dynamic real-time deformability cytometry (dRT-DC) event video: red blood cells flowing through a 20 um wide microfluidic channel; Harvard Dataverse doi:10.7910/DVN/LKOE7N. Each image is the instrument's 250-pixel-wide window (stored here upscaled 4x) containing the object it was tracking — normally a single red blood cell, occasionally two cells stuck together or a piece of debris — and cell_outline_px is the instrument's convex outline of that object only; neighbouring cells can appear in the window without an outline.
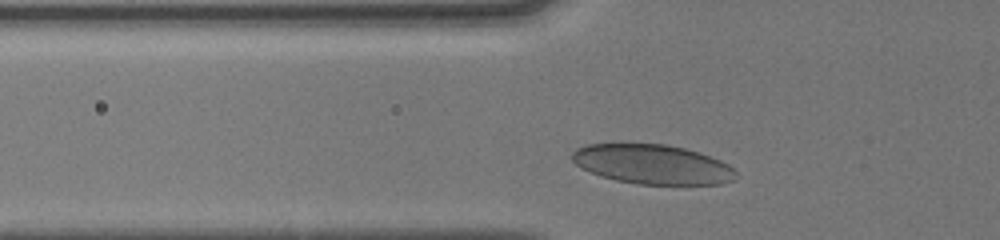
{"species": "human", "species_latin": "Homo sapiens", "temperature_condition": "cold", "stored_images_in_passage": 29, "camera_frame_rate_fps": 3000, "um_per_image_px": 0.085, "donor": {"sex": "male"}, "frame": {"image": 1, "passage_image": 4, "time_ms": 1.0, "image_size_px": [1000, 240], "cell_outline_px": [[736, 180], [720, 184], [636, 184], [616, 180], [600, 176], [580, 168], [572, 160], [572, 152], [576, 148], [588, 144], [664, 144], [684, 148], [700, 152], [720, 160], [728, 164], [736, 172]], "centroid_in_image_um": [55.45, 13.97], "position_along_channel_um": 70.3, "area_um2": 37.8}}
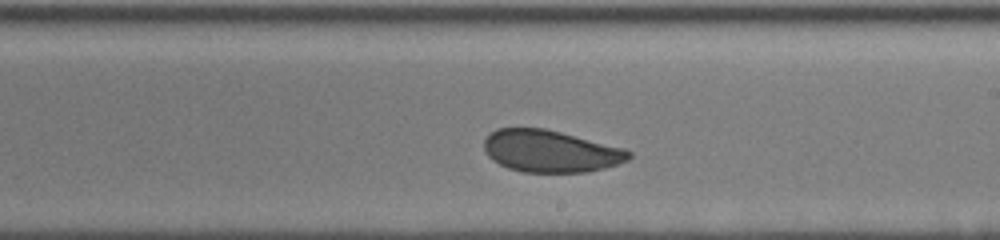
{"frame": {"image": 2, "passage_image": 17, "time_ms": 5.333, "image_size_px": [1000, 240], "cell_outline_px": [[632, 156], [628, 160], [604, 168], [588, 172], [524, 172], [508, 168], [492, 160], [488, 156], [484, 148], [484, 140], [496, 128], [544, 128], [624, 148], [632, 152]], "centroid_in_image_um": [46.79, 12.85], "position_along_channel_um": 242.2, "area_um2": 35.32}}
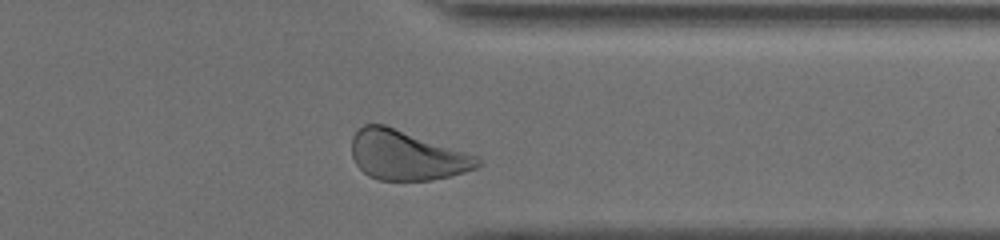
{"frame": {"image": 3, "passage_image": 27, "time_ms": 8.667, "image_size_px": [1000, 240], "cell_outline_px": [[480, 164], [476, 168], [464, 172], [432, 180], [380, 180], [368, 176], [356, 164], [352, 156], [352, 136], [364, 124], [384, 124], [476, 156], [480, 160]], "centroid_in_image_um": [34.51, 13.21], "position_along_channel_um": 376.9, "area_um2": 35.84}, "authors_computed_cell_mechanics": {"area_um2": 36.2406, "velocity_mm_per_s": 4.04, "shape_relaxation_time_tau1_ms": 6.9542, "shape_relaxation_time_tau2_ms": 0.5745, "deformation_change_tau1": 0.11, "deformation_change_tau2": 0.0399}}